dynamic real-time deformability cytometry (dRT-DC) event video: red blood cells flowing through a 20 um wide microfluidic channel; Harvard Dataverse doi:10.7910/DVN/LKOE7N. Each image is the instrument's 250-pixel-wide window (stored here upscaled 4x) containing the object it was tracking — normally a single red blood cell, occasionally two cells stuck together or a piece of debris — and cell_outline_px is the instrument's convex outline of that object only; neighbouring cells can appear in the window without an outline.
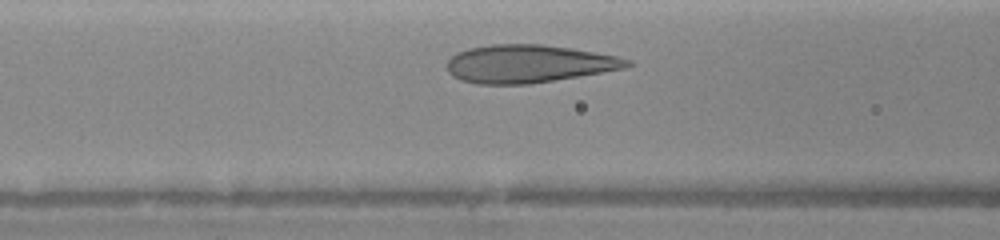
{"species": "human", "species_latin": "Homo sapiens", "temperature_condition": "warm", "stored_images_in_passage": 12, "camera_frame_rate_fps": 3000, "um_per_image_px": 0.085, "donor": {"sex": "female"}, "frame": {"image": 1, "passage_image": 6, "time_ms": 1.667, "image_size_px": [1000, 240], "cell_outline_px": [[632, 64], [624, 68], [528, 84], [480, 84], [460, 80], [452, 76], [448, 72], [444, 64], [456, 52], [468, 48], [492, 44], [540, 44], [572, 48], [616, 56], [632, 60]], "centroid_in_image_um": [44.85, 5.41], "position_along_channel_um": 121.7, "area_um2": 39.65}}
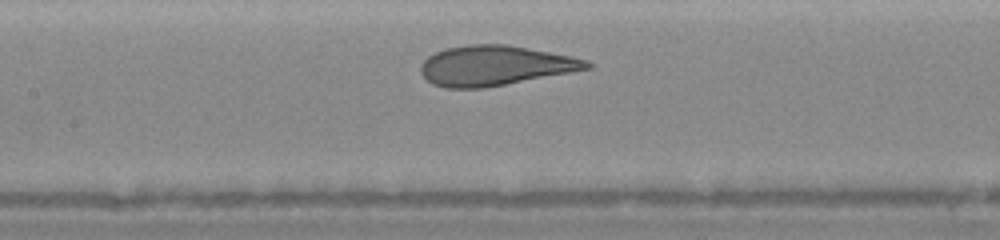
{"frame": {"image": 2, "passage_image": 10, "time_ms": 2.667, "image_size_px": [1000, 240], "cell_outline_px": [[592, 68], [572, 72], [484, 88], [444, 88], [432, 84], [420, 72], [420, 64], [428, 56], [444, 48], [468, 44], [508, 44], [572, 56], [588, 60], [592, 64]], "centroid_in_image_um": [42.07, 5.57], "position_along_channel_um": 165.3, "area_um2": 38.84}}